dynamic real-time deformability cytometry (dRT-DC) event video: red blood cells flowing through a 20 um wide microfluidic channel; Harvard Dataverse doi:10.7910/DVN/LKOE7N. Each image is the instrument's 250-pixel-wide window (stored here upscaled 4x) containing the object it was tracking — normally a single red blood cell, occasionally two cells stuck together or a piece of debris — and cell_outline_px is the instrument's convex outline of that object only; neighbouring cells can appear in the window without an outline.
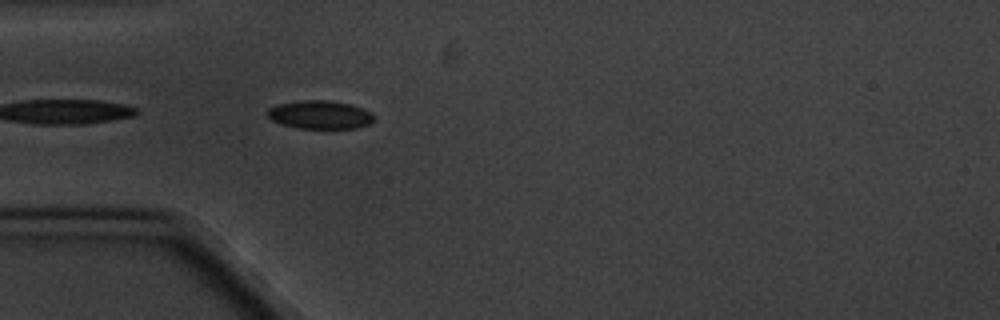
{"species": "common noctule bat (a hibernating species)", "species_latin": "Nyctalus noctula", "temperature_condition": "cold", "stored_images_in_passage": 5, "camera_frame_rate_fps": 3000, "um_per_image_px": 0.085, "animal": {"sex": "male", "body_mass_g": 20.1, "forearm_length_mm": 53.5}, "frame": {"image": 1, "passage_image": 5, "time_ms": 4.667, "image_size_px": [1000, 320], "cell_outline_px": [[376, 120], [368, 124], [356, 128], [296, 128], [272, 120], [268, 116], [268, 108], [276, 104], [304, 100], [324, 100], [348, 104], [372, 112], [376, 116]], "centroid_in_image_um": [27.22, 9.75], "position_along_channel_um": 57.8, "area_um2": 17.46}}